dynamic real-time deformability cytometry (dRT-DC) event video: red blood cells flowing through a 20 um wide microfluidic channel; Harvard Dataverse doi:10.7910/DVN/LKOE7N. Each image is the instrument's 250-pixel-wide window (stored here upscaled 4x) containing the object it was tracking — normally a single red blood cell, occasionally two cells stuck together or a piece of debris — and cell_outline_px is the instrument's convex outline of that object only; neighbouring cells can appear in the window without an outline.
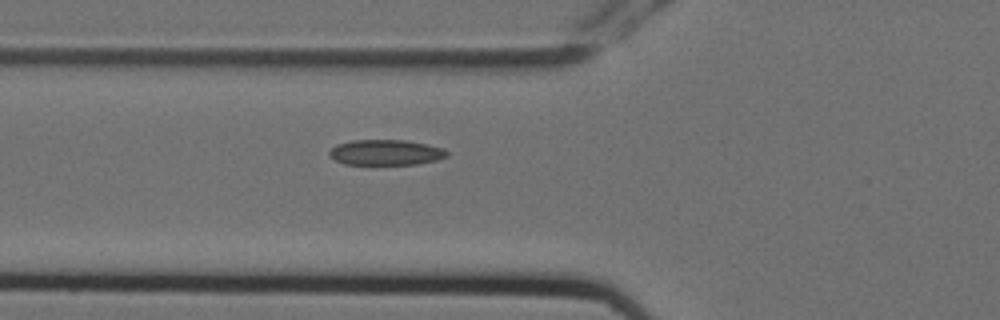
{"species": "Egyptian fruit bat (a non-hibernating species)", "species_latin": "Rousettus aegyptiacus", "temperature_condition": "cold", "stored_images_in_passage": 6, "camera_frame_rate_fps": 3000, "um_per_image_px": 0.085, "animal": {"sex": "female"}, "frame": {"image": 1, "passage_image": 6, "time_ms": 1.667, "image_size_px": [1000, 320], "cell_outline_px": [[448, 156], [436, 160], [416, 164], [344, 164], [332, 160], [328, 156], [328, 152], [336, 144], [352, 140], [404, 140], [428, 144], [444, 148], [448, 152]], "centroid_in_image_um": [32.76, 12.95], "position_along_channel_um": 93.0, "area_um2": 17.63}}